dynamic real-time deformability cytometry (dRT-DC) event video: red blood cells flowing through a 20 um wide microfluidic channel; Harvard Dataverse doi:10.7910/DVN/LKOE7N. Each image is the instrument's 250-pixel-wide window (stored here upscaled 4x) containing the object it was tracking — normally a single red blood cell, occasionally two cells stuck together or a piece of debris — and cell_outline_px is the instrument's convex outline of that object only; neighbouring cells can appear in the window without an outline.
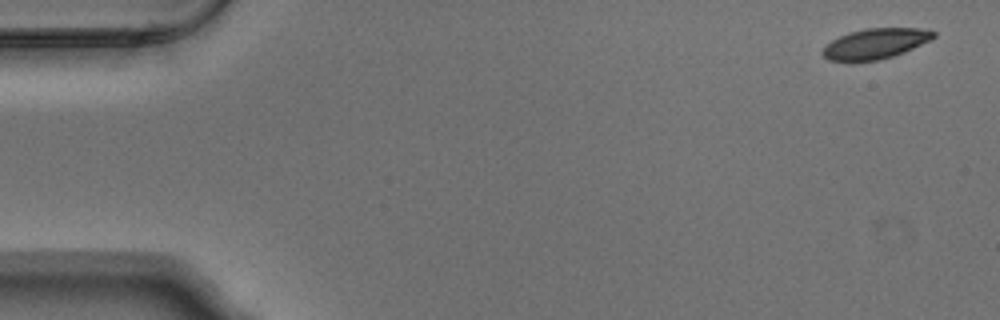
{"species": "Egyptian fruit bat (a non-hibernating species)", "species_latin": "Rousettus aegyptiacus", "temperature_condition": "warm", "stored_images_in_passage": 4, "camera_frame_rate_fps": 3000, "um_per_image_px": 0.085, "animal": {"sex": "male"}, "frame": {"image": 1, "passage_image": 1, "time_ms": 0.0, "image_size_px": [1000, 320], "cell_outline_px": [[936, 36], [932, 40], [904, 52], [880, 60], [828, 60], [820, 52], [832, 40], [840, 36], [852, 32], [868, 28], [920, 28], [936, 32]], "centroid_in_image_um": [74.46, 3.7], "position_along_channel_um": 10.5, "area_um2": 19.31}}
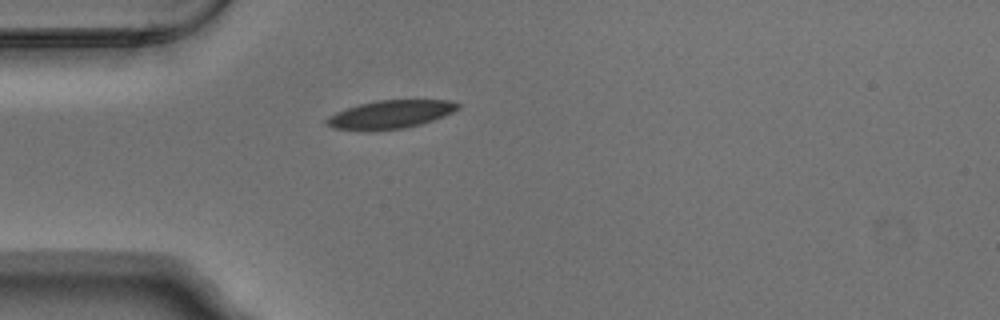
{"frame": {"image": 2, "passage_image": 4, "time_ms": 1.0, "image_size_px": [1000, 320], "cell_outline_px": [[460, 108], [444, 116], [420, 124], [404, 128], [332, 128], [324, 124], [324, 120], [328, 116], [336, 112], [360, 104], [376, 100], [448, 100], [460, 104]], "centroid_in_image_um": [33.21, 9.68], "position_along_channel_um": 51.8, "area_um2": 20.81}}